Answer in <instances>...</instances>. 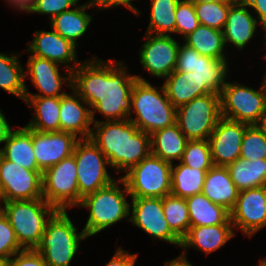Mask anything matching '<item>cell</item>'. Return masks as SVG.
<instances>
[{
	"mask_svg": "<svg viewBox=\"0 0 266 266\" xmlns=\"http://www.w3.org/2000/svg\"><path fill=\"white\" fill-rule=\"evenodd\" d=\"M127 71L123 62L100 60L95 55L72 71L71 89L91 107L93 122L97 111L105 121L129 118L131 91L137 77Z\"/></svg>",
	"mask_w": 266,
	"mask_h": 266,
	"instance_id": "obj_1",
	"label": "cell"
},
{
	"mask_svg": "<svg viewBox=\"0 0 266 266\" xmlns=\"http://www.w3.org/2000/svg\"><path fill=\"white\" fill-rule=\"evenodd\" d=\"M90 139L106 156L110 169L128 172L151 154V135L139 130L129 119L94 120Z\"/></svg>",
	"mask_w": 266,
	"mask_h": 266,
	"instance_id": "obj_2",
	"label": "cell"
},
{
	"mask_svg": "<svg viewBox=\"0 0 266 266\" xmlns=\"http://www.w3.org/2000/svg\"><path fill=\"white\" fill-rule=\"evenodd\" d=\"M136 77L137 80L131 91L132 103L128 119L139 130L149 135L174 125L176 123V108L166 96L163 86L156 88L144 77L138 75ZM132 112L135 113L136 118H132Z\"/></svg>",
	"mask_w": 266,
	"mask_h": 266,
	"instance_id": "obj_3",
	"label": "cell"
},
{
	"mask_svg": "<svg viewBox=\"0 0 266 266\" xmlns=\"http://www.w3.org/2000/svg\"><path fill=\"white\" fill-rule=\"evenodd\" d=\"M120 185L123 186L122 189L118 187ZM125 195L130 194L121 177L82 198L78 207L89 209V217L82 229L87 238L104 231L124 218L130 221L131 203L127 201Z\"/></svg>",
	"mask_w": 266,
	"mask_h": 266,
	"instance_id": "obj_4",
	"label": "cell"
},
{
	"mask_svg": "<svg viewBox=\"0 0 266 266\" xmlns=\"http://www.w3.org/2000/svg\"><path fill=\"white\" fill-rule=\"evenodd\" d=\"M87 236L78 229L66 210H57L47 221L45 232L36 246L47 266H70L81 240Z\"/></svg>",
	"mask_w": 266,
	"mask_h": 266,
	"instance_id": "obj_5",
	"label": "cell"
},
{
	"mask_svg": "<svg viewBox=\"0 0 266 266\" xmlns=\"http://www.w3.org/2000/svg\"><path fill=\"white\" fill-rule=\"evenodd\" d=\"M5 216L23 249H35L47 221L57 211L44 198L5 202Z\"/></svg>",
	"mask_w": 266,
	"mask_h": 266,
	"instance_id": "obj_6",
	"label": "cell"
},
{
	"mask_svg": "<svg viewBox=\"0 0 266 266\" xmlns=\"http://www.w3.org/2000/svg\"><path fill=\"white\" fill-rule=\"evenodd\" d=\"M221 117L261 125L266 114V81L254 90L237 82H228L220 93Z\"/></svg>",
	"mask_w": 266,
	"mask_h": 266,
	"instance_id": "obj_7",
	"label": "cell"
},
{
	"mask_svg": "<svg viewBox=\"0 0 266 266\" xmlns=\"http://www.w3.org/2000/svg\"><path fill=\"white\" fill-rule=\"evenodd\" d=\"M172 163L150 154L122 178L130 197L163 198L171 194Z\"/></svg>",
	"mask_w": 266,
	"mask_h": 266,
	"instance_id": "obj_8",
	"label": "cell"
},
{
	"mask_svg": "<svg viewBox=\"0 0 266 266\" xmlns=\"http://www.w3.org/2000/svg\"><path fill=\"white\" fill-rule=\"evenodd\" d=\"M220 118V94L208 93L176 108V123L188 140L208 139Z\"/></svg>",
	"mask_w": 266,
	"mask_h": 266,
	"instance_id": "obj_9",
	"label": "cell"
},
{
	"mask_svg": "<svg viewBox=\"0 0 266 266\" xmlns=\"http://www.w3.org/2000/svg\"><path fill=\"white\" fill-rule=\"evenodd\" d=\"M73 155L77 164L80 204L84 196L109 185L116 178L109 175L106 167L109 165L108 159L90 138L79 139Z\"/></svg>",
	"mask_w": 266,
	"mask_h": 266,
	"instance_id": "obj_10",
	"label": "cell"
},
{
	"mask_svg": "<svg viewBox=\"0 0 266 266\" xmlns=\"http://www.w3.org/2000/svg\"><path fill=\"white\" fill-rule=\"evenodd\" d=\"M76 167L72 154L42 173L43 198L57 210L79 205Z\"/></svg>",
	"mask_w": 266,
	"mask_h": 266,
	"instance_id": "obj_11",
	"label": "cell"
},
{
	"mask_svg": "<svg viewBox=\"0 0 266 266\" xmlns=\"http://www.w3.org/2000/svg\"><path fill=\"white\" fill-rule=\"evenodd\" d=\"M0 195L6 202L43 198L42 172L25 169L0 155Z\"/></svg>",
	"mask_w": 266,
	"mask_h": 266,
	"instance_id": "obj_12",
	"label": "cell"
},
{
	"mask_svg": "<svg viewBox=\"0 0 266 266\" xmlns=\"http://www.w3.org/2000/svg\"><path fill=\"white\" fill-rule=\"evenodd\" d=\"M228 60H218L209 56L200 55L186 44L180 45L177 53L175 71L193 72L204 85L215 94H220L228 83Z\"/></svg>",
	"mask_w": 266,
	"mask_h": 266,
	"instance_id": "obj_13",
	"label": "cell"
},
{
	"mask_svg": "<svg viewBox=\"0 0 266 266\" xmlns=\"http://www.w3.org/2000/svg\"><path fill=\"white\" fill-rule=\"evenodd\" d=\"M130 222L144 230L152 239H160L181 246V239L171 230L164 217L162 198L130 197Z\"/></svg>",
	"mask_w": 266,
	"mask_h": 266,
	"instance_id": "obj_14",
	"label": "cell"
},
{
	"mask_svg": "<svg viewBox=\"0 0 266 266\" xmlns=\"http://www.w3.org/2000/svg\"><path fill=\"white\" fill-rule=\"evenodd\" d=\"M233 228L253 237L266 226V186L241 190L230 211Z\"/></svg>",
	"mask_w": 266,
	"mask_h": 266,
	"instance_id": "obj_15",
	"label": "cell"
},
{
	"mask_svg": "<svg viewBox=\"0 0 266 266\" xmlns=\"http://www.w3.org/2000/svg\"><path fill=\"white\" fill-rule=\"evenodd\" d=\"M145 43L139 51L140 63L151 76L165 79L176 68L180 46L171 35H154L145 32Z\"/></svg>",
	"mask_w": 266,
	"mask_h": 266,
	"instance_id": "obj_16",
	"label": "cell"
},
{
	"mask_svg": "<svg viewBox=\"0 0 266 266\" xmlns=\"http://www.w3.org/2000/svg\"><path fill=\"white\" fill-rule=\"evenodd\" d=\"M246 123L221 117L208 141L212 161L215 166H227L240 157L241 144Z\"/></svg>",
	"mask_w": 266,
	"mask_h": 266,
	"instance_id": "obj_17",
	"label": "cell"
},
{
	"mask_svg": "<svg viewBox=\"0 0 266 266\" xmlns=\"http://www.w3.org/2000/svg\"><path fill=\"white\" fill-rule=\"evenodd\" d=\"M59 66L48 59L30 55L26 64L27 73H24L25 81L26 76H30L31 83L40 93L33 94L25 87V96L61 97L65 95L66 92L62 90V86L67 84L72 88V72L67 73L66 77L62 76Z\"/></svg>",
	"mask_w": 266,
	"mask_h": 266,
	"instance_id": "obj_18",
	"label": "cell"
},
{
	"mask_svg": "<svg viewBox=\"0 0 266 266\" xmlns=\"http://www.w3.org/2000/svg\"><path fill=\"white\" fill-rule=\"evenodd\" d=\"M33 38L26 49V52H31L30 55L48 59L59 65L62 64L67 72H72L80 65L81 61H78L76 51L77 46L53 29L51 31L36 30ZM71 62L74 65H69Z\"/></svg>",
	"mask_w": 266,
	"mask_h": 266,
	"instance_id": "obj_19",
	"label": "cell"
},
{
	"mask_svg": "<svg viewBox=\"0 0 266 266\" xmlns=\"http://www.w3.org/2000/svg\"><path fill=\"white\" fill-rule=\"evenodd\" d=\"M78 140L68 132H39L32 129L33 150L40 171L43 173L72 155Z\"/></svg>",
	"mask_w": 266,
	"mask_h": 266,
	"instance_id": "obj_20",
	"label": "cell"
},
{
	"mask_svg": "<svg viewBox=\"0 0 266 266\" xmlns=\"http://www.w3.org/2000/svg\"><path fill=\"white\" fill-rule=\"evenodd\" d=\"M59 119L60 131L72 133L79 139L90 138L93 125L91 107L73 89L72 93L60 97Z\"/></svg>",
	"mask_w": 266,
	"mask_h": 266,
	"instance_id": "obj_21",
	"label": "cell"
},
{
	"mask_svg": "<svg viewBox=\"0 0 266 266\" xmlns=\"http://www.w3.org/2000/svg\"><path fill=\"white\" fill-rule=\"evenodd\" d=\"M248 8L243 0H236L230 6L223 29L225 45L232 43L239 51L253 39L256 27L260 24Z\"/></svg>",
	"mask_w": 266,
	"mask_h": 266,
	"instance_id": "obj_22",
	"label": "cell"
},
{
	"mask_svg": "<svg viewBox=\"0 0 266 266\" xmlns=\"http://www.w3.org/2000/svg\"><path fill=\"white\" fill-rule=\"evenodd\" d=\"M235 230L233 224L211 226H190L187 234L181 239L183 252L180 256L187 259V248H194L210 254L224 246L232 237Z\"/></svg>",
	"mask_w": 266,
	"mask_h": 266,
	"instance_id": "obj_23",
	"label": "cell"
},
{
	"mask_svg": "<svg viewBox=\"0 0 266 266\" xmlns=\"http://www.w3.org/2000/svg\"><path fill=\"white\" fill-rule=\"evenodd\" d=\"M202 193L210 201L230 212L236 203L239 190L226 166L213 165L206 173Z\"/></svg>",
	"mask_w": 266,
	"mask_h": 266,
	"instance_id": "obj_24",
	"label": "cell"
},
{
	"mask_svg": "<svg viewBox=\"0 0 266 266\" xmlns=\"http://www.w3.org/2000/svg\"><path fill=\"white\" fill-rule=\"evenodd\" d=\"M163 88L166 96L175 108L190 102L192 99L212 93L193 72L173 71L165 78Z\"/></svg>",
	"mask_w": 266,
	"mask_h": 266,
	"instance_id": "obj_25",
	"label": "cell"
},
{
	"mask_svg": "<svg viewBox=\"0 0 266 266\" xmlns=\"http://www.w3.org/2000/svg\"><path fill=\"white\" fill-rule=\"evenodd\" d=\"M0 149V155L25 169L40 171L32 144V129L26 126L11 130Z\"/></svg>",
	"mask_w": 266,
	"mask_h": 266,
	"instance_id": "obj_26",
	"label": "cell"
},
{
	"mask_svg": "<svg viewBox=\"0 0 266 266\" xmlns=\"http://www.w3.org/2000/svg\"><path fill=\"white\" fill-rule=\"evenodd\" d=\"M96 6L99 7L87 1L85 4L74 6L73 9L56 15L50 21L51 29L77 46L76 41L85 34L93 20L92 15H89L86 10Z\"/></svg>",
	"mask_w": 266,
	"mask_h": 266,
	"instance_id": "obj_27",
	"label": "cell"
},
{
	"mask_svg": "<svg viewBox=\"0 0 266 266\" xmlns=\"http://www.w3.org/2000/svg\"><path fill=\"white\" fill-rule=\"evenodd\" d=\"M24 102L34 109L33 120L26 124L27 128L39 132L60 131V97L25 96Z\"/></svg>",
	"mask_w": 266,
	"mask_h": 266,
	"instance_id": "obj_28",
	"label": "cell"
},
{
	"mask_svg": "<svg viewBox=\"0 0 266 266\" xmlns=\"http://www.w3.org/2000/svg\"><path fill=\"white\" fill-rule=\"evenodd\" d=\"M187 142V137L175 123L151 134V154L173 164V160H181Z\"/></svg>",
	"mask_w": 266,
	"mask_h": 266,
	"instance_id": "obj_29",
	"label": "cell"
},
{
	"mask_svg": "<svg viewBox=\"0 0 266 266\" xmlns=\"http://www.w3.org/2000/svg\"><path fill=\"white\" fill-rule=\"evenodd\" d=\"M190 226H211L232 224L230 212L223 206L213 203L203 193L186 198Z\"/></svg>",
	"mask_w": 266,
	"mask_h": 266,
	"instance_id": "obj_30",
	"label": "cell"
},
{
	"mask_svg": "<svg viewBox=\"0 0 266 266\" xmlns=\"http://www.w3.org/2000/svg\"><path fill=\"white\" fill-rule=\"evenodd\" d=\"M184 44L196 50L200 55L218 60H228L225 55L223 31L205 25H199L184 38Z\"/></svg>",
	"mask_w": 266,
	"mask_h": 266,
	"instance_id": "obj_31",
	"label": "cell"
},
{
	"mask_svg": "<svg viewBox=\"0 0 266 266\" xmlns=\"http://www.w3.org/2000/svg\"><path fill=\"white\" fill-rule=\"evenodd\" d=\"M226 167L239 191L266 186V159L250 161L238 158Z\"/></svg>",
	"mask_w": 266,
	"mask_h": 266,
	"instance_id": "obj_32",
	"label": "cell"
},
{
	"mask_svg": "<svg viewBox=\"0 0 266 266\" xmlns=\"http://www.w3.org/2000/svg\"><path fill=\"white\" fill-rule=\"evenodd\" d=\"M209 169H196L178 163L172 164L171 194L187 198L203 191L206 173Z\"/></svg>",
	"mask_w": 266,
	"mask_h": 266,
	"instance_id": "obj_33",
	"label": "cell"
},
{
	"mask_svg": "<svg viewBox=\"0 0 266 266\" xmlns=\"http://www.w3.org/2000/svg\"><path fill=\"white\" fill-rule=\"evenodd\" d=\"M19 57L20 53H0V88L24 101L25 71Z\"/></svg>",
	"mask_w": 266,
	"mask_h": 266,
	"instance_id": "obj_34",
	"label": "cell"
},
{
	"mask_svg": "<svg viewBox=\"0 0 266 266\" xmlns=\"http://www.w3.org/2000/svg\"><path fill=\"white\" fill-rule=\"evenodd\" d=\"M180 0H150V18L147 33L171 35L175 33V11Z\"/></svg>",
	"mask_w": 266,
	"mask_h": 266,
	"instance_id": "obj_35",
	"label": "cell"
},
{
	"mask_svg": "<svg viewBox=\"0 0 266 266\" xmlns=\"http://www.w3.org/2000/svg\"><path fill=\"white\" fill-rule=\"evenodd\" d=\"M164 217L171 230L182 239L190 228L186 198L166 195L162 198Z\"/></svg>",
	"mask_w": 266,
	"mask_h": 266,
	"instance_id": "obj_36",
	"label": "cell"
},
{
	"mask_svg": "<svg viewBox=\"0 0 266 266\" xmlns=\"http://www.w3.org/2000/svg\"><path fill=\"white\" fill-rule=\"evenodd\" d=\"M234 2H193L200 25L223 31L230 6Z\"/></svg>",
	"mask_w": 266,
	"mask_h": 266,
	"instance_id": "obj_37",
	"label": "cell"
},
{
	"mask_svg": "<svg viewBox=\"0 0 266 266\" xmlns=\"http://www.w3.org/2000/svg\"><path fill=\"white\" fill-rule=\"evenodd\" d=\"M243 160L266 159V130L262 125H248L241 144Z\"/></svg>",
	"mask_w": 266,
	"mask_h": 266,
	"instance_id": "obj_38",
	"label": "cell"
},
{
	"mask_svg": "<svg viewBox=\"0 0 266 266\" xmlns=\"http://www.w3.org/2000/svg\"><path fill=\"white\" fill-rule=\"evenodd\" d=\"M179 162L191 168L210 169L214 164L208 139L188 140Z\"/></svg>",
	"mask_w": 266,
	"mask_h": 266,
	"instance_id": "obj_39",
	"label": "cell"
},
{
	"mask_svg": "<svg viewBox=\"0 0 266 266\" xmlns=\"http://www.w3.org/2000/svg\"><path fill=\"white\" fill-rule=\"evenodd\" d=\"M175 20V34L183 35V39L200 25L196 16L194 4L188 0H180L177 4Z\"/></svg>",
	"mask_w": 266,
	"mask_h": 266,
	"instance_id": "obj_40",
	"label": "cell"
},
{
	"mask_svg": "<svg viewBox=\"0 0 266 266\" xmlns=\"http://www.w3.org/2000/svg\"><path fill=\"white\" fill-rule=\"evenodd\" d=\"M78 2L79 0H32L24 12L46 15L51 21L56 15L74 8Z\"/></svg>",
	"mask_w": 266,
	"mask_h": 266,
	"instance_id": "obj_41",
	"label": "cell"
},
{
	"mask_svg": "<svg viewBox=\"0 0 266 266\" xmlns=\"http://www.w3.org/2000/svg\"><path fill=\"white\" fill-rule=\"evenodd\" d=\"M23 250L8 218H0V257L12 258L17 252Z\"/></svg>",
	"mask_w": 266,
	"mask_h": 266,
	"instance_id": "obj_42",
	"label": "cell"
},
{
	"mask_svg": "<svg viewBox=\"0 0 266 266\" xmlns=\"http://www.w3.org/2000/svg\"><path fill=\"white\" fill-rule=\"evenodd\" d=\"M14 256L16 257L9 259L7 266H47L42 255L35 249H23Z\"/></svg>",
	"mask_w": 266,
	"mask_h": 266,
	"instance_id": "obj_43",
	"label": "cell"
},
{
	"mask_svg": "<svg viewBox=\"0 0 266 266\" xmlns=\"http://www.w3.org/2000/svg\"><path fill=\"white\" fill-rule=\"evenodd\" d=\"M116 252L105 266H135L138 254H131L123 248H116Z\"/></svg>",
	"mask_w": 266,
	"mask_h": 266,
	"instance_id": "obj_44",
	"label": "cell"
},
{
	"mask_svg": "<svg viewBox=\"0 0 266 266\" xmlns=\"http://www.w3.org/2000/svg\"><path fill=\"white\" fill-rule=\"evenodd\" d=\"M249 8L256 12L254 15L257 21L263 27L265 31L264 39H266V0H243Z\"/></svg>",
	"mask_w": 266,
	"mask_h": 266,
	"instance_id": "obj_45",
	"label": "cell"
},
{
	"mask_svg": "<svg viewBox=\"0 0 266 266\" xmlns=\"http://www.w3.org/2000/svg\"><path fill=\"white\" fill-rule=\"evenodd\" d=\"M133 0H104L100 5L99 8L97 9L102 11L107 8H116L119 7L120 5H124L128 10L132 11L134 15H138L141 13L140 10H138L135 6L132 4Z\"/></svg>",
	"mask_w": 266,
	"mask_h": 266,
	"instance_id": "obj_46",
	"label": "cell"
},
{
	"mask_svg": "<svg viewBox=\"0 0 266 266\" xmlns=\"http://www.w3.org/2000/svg\"><path fill=\"white\" fill-rule=\"evenodd\" d=\"M11 130H12L11 126L7 122L6 117L2 113V110L0 109V144L4 143Z\"/></svg>",
	"mask_w": 266,
	"mask_h": 266,
	"instance_id": "obj_47",
	"label": "cell"
},
{
	"mask_svg": "<svg viewBox=\"0 0 266 266\" xmlns=\"http://www.w3.org/2000/svg\"><path fill=\"white\" fill-rule=\"evenodd\" d=\"M164 262H165L164 266H194L188 261V259L182 256H178L175 259Z\"/></svg>",
	"mask_w": 266,
	"mask_h": 266,
	"instance_id": "obj_48",
	"label": "cell"
},
{
	"mask_svg": "<svg viewBox=\"0 0 266 266\" xmlns=\"http://www.w3.org/2000/svg\"><path fill=\"white\" fill-rule=\"evenodd\" d=\"M11 7L24 11L25 8L32 2V0H6Z\"/></svg>",
	"mask_w": 266,
	"mask_h": 266,
	"instance_id": "obj_49",
	"label": "cell"
},
{
	"mask_svg": "<svg viewBox=\"0 0 266 266\" xmlns=\"http://www.w3.org/2000/svg\"><path fill=\"white\" fill-rule=\"evenodd\" d=\"M191 2H235L236 0H188Z\"/></svg>",
	"mask_w": 266,
	"mask_h": 266,
	"instance_id": "obj_50",
	"label": "cell"
},
{
	"mask_svg": "<svg viewBox=\"0 0 266 266\" xmlns=\"http://www.w3.org/2000/svg\"><path fill=\"white\" fill-rule=\"evenodd\" d=\"M1 202H2V204L4 205L6 201H5L4 198L0 195V218H1L2 216H4V214H5V206H3V205L1 204Z\"/></svg>",
	"mask_w": 266,
	"mask_h": 266,
	"instance_id": "obj_51",
	"label": "cell"
},
{
	"mask_svg": "<svg viewBox=\"0 0 266 266\" xmlns=\"http://www.w3.org/2000/svg\"><path fill=\"white\" fill-rule=\"evenodd\" d=\"M9 259L5 257H0V266H7Z\"/></svg>",
	"mask_w": 266,
	"mask_h": 266,
	"instance_id": "obj_52",
	"label": "cell"
},
{
	"mask_svg": "<svg viewBox=\"0 0 266 266\" xmlns=\"http://www.w3.org/2000/svg\"><path fill=\"white\" fill-rule=\"evenodd\" d=\"M104 0H90V3L96 4V5H100Z\"/></svg>",
	"mask_w": 266,
	"mask_h": 266,
	"instance_id": "obj_53",
	"label": "cell"
},
{
	"mask_svg": "<svg viewBox=\"0 0 266 266\" xmlns=\"http://www.w3.org/2000/svg\"><path fill=\"white\" fill-rule=\"evenodd\" d=\"M258 266H266V259H260Z\"/></svg>",
	"mask_w": 266,
	"mask_h": 266,
	"instance_id": "obj_54",
	"label": "cell"
},
{
	"mask_svg": "<svg viewBox=\"0 0 266 266\" xmlns=\"http://www.w3.org/2000/svg\"><path fill=\"white\" fill-rule=\"evenodd\" d=\"M264 128H265V130H266V114H265V116H264V120H263V122H262V124H261Z\"/></svg>",
	"mask_w": 266,
	"mask_h": 266,
	"instance_id": "obj_55",
	"label": "cell"
},
{
	"mask_svg": "<svg viewBox=\"0 0 266 266\" xmlns=\"http://www.w3.org/2000/svg\"><path fill=\"white\" fill-rule=\"evenodd\" d=\"M264 57H265V59H266V54H265V56H264ZM264 74H265V75H264V78H265V81H266V73H264Z\"/></svg>",
	"mask_w": 266,
	"mask_h": 266,
	"instance_id": "obj_56",
	"label": "cell"
}]
</instances>
